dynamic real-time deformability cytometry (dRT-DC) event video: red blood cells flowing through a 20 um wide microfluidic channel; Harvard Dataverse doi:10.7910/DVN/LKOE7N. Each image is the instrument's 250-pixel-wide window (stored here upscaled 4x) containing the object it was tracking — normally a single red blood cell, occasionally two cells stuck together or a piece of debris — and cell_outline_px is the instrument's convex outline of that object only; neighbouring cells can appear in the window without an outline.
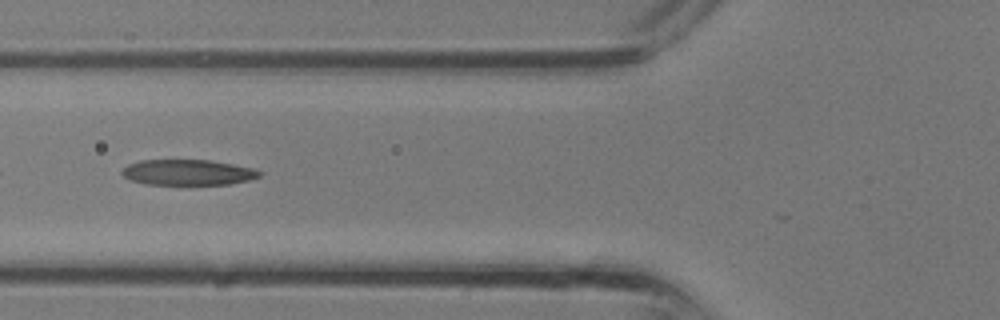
{"species": "common noctule bat (a hibernating species)", "species_latin": "Nyctalus noctula", "temperature_condition": "room temperature", "stored_images_in_passage": 22, "camera_frame_rate_fps": 3000, "um_per_image_px": 0.085, "animal": {"sex": "male", "body_mass_g": 13.3}, "frame": {"image": 1, "passage_image": 4, "time_ms": 1.0, "image_size_px": [1000, 320], "cell_outline_px": [[264, 172], [260, 176], [248, 180], [228, 184], [144, 184], [132, 180], [124, 176], [120, 172], [128, 164], [140, 160], [208, 160], [232, 164], [252, 168]], "centroid_in_image_um": [15.96, 14.65], "position_along_channel_um": 109.8, "area_um2": 20.35}}
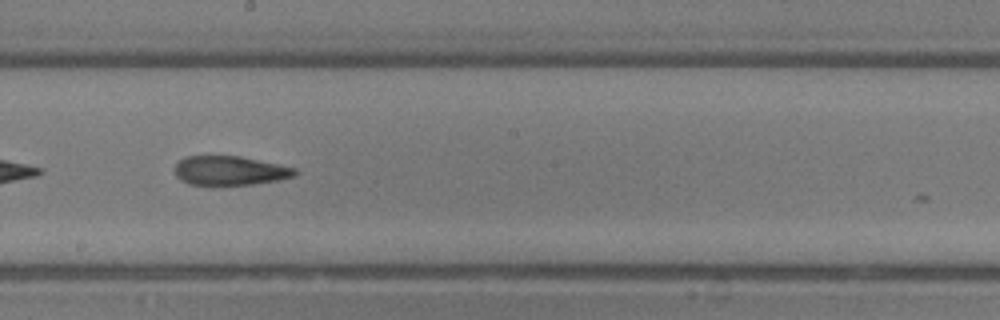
{"frame": {"image": 2, "passage_image": 10, "time_ms": 3.0, "image_size_px": [1000, 320], "cell_outline_px": [[300, 172], [296, 176], [280, 180], [252, 184], [188, 184], [180, 180], [176, 176], [176, 164], [180, 160], [188, 156], [240, 156], [296, 168]], "centroid_in_image_um": [19.59, 14.5], "position_along_channel_um": 228.6, "area_um2": 20.29}}
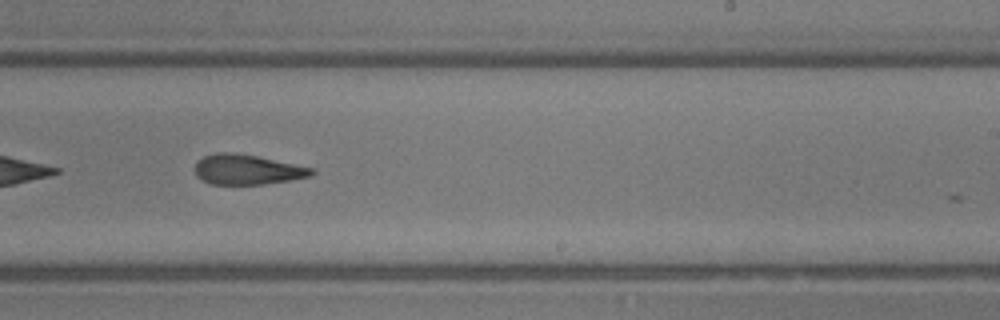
{"frame": {"image": 3, "passage_image": 12, "time_ms": 3.667, "image_size_px": [1000, 320], "cell_outline_px": [[316, 172], [312, 176], [292, 180], [264, 184], [212, 184], [200, 180], [196, 176], [196, 160], [204, 156], [216, 152], [232, 152], [256, 156], [316, 168]], "centroid_in_image_um": [21.04, 14.41], "position_along_channel_um": 268.0, "area_um2": 20.63}}